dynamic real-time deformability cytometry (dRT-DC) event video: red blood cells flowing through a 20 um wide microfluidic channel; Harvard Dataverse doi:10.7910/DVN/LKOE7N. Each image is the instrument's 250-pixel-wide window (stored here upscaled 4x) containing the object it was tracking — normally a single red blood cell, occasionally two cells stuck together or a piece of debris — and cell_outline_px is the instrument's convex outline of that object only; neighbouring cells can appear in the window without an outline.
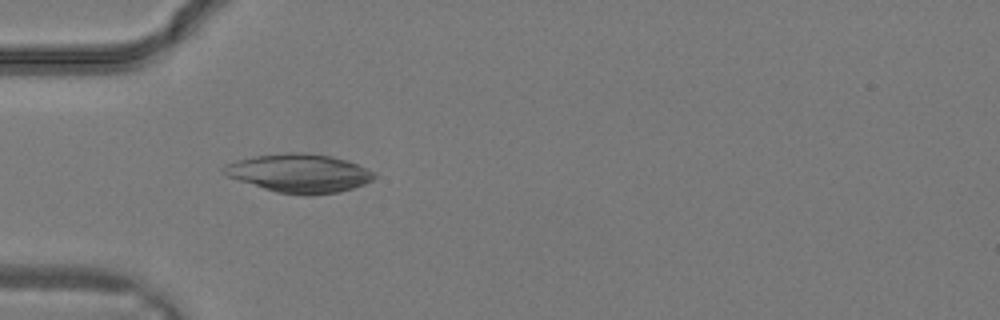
{"species": "common noctule bat (a hibernating species)", "species_latin": "Nyctalus noctula", "temperature_condition": "warm", "stored_images_in_passage": 3, "camera_frame_rate_fps": 3000, "um_per_image_px": 0.085, "animal": {"sex": "male", "body_mass_g": 19.2, "forearm_length_mm": 51.8}, "frame": {"image": 1, "passage_image": 1, "time_ms": 0.0, "image_size_px": [1000, 320], "cell_outline_px": [[376, 176], [372, 180], [364, 184], [340, 192], [308, 196], [276, 192], [228, 176], [220, 172], [220, 168], [224, 164], [236, 160], [252, 156], [288, 152], [296, 152], [332, 156], [356, 164], [372, 172]], "centroid_in_image_um": [25.38, 14.72], "position_along_channel_um": 59.6, "area_um2": 33.64}}
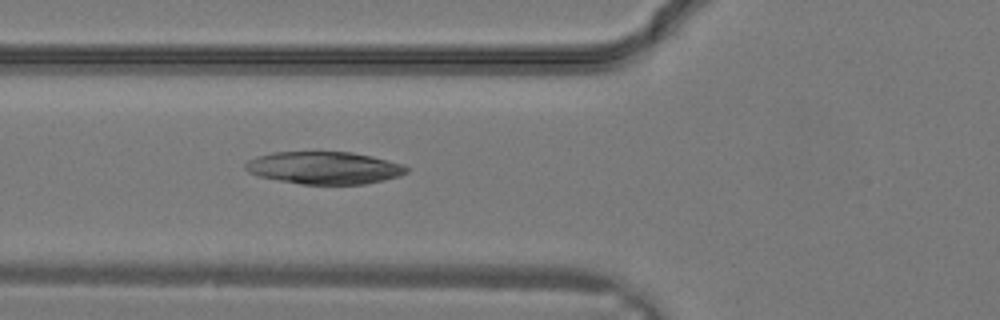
{"frame": {"image": 2, "passage_image": 3, "time_ms": 0.667, "image_size_px": [1000, 320], "cell_outline_px": [[408, 172], [400, 176], [384, 180], [364, 184], [300, 184], [256, 176], [248, 172], [244, 168], [244, 164], [248, 160], [256, 156], [272, 152], [352, 152], [372, 156], [404, 164], [408, 168]], "centroid_in_image_um": [27.54, 14.26], "position_along_channel_um": 98.3, "area_um2": 30.69}}